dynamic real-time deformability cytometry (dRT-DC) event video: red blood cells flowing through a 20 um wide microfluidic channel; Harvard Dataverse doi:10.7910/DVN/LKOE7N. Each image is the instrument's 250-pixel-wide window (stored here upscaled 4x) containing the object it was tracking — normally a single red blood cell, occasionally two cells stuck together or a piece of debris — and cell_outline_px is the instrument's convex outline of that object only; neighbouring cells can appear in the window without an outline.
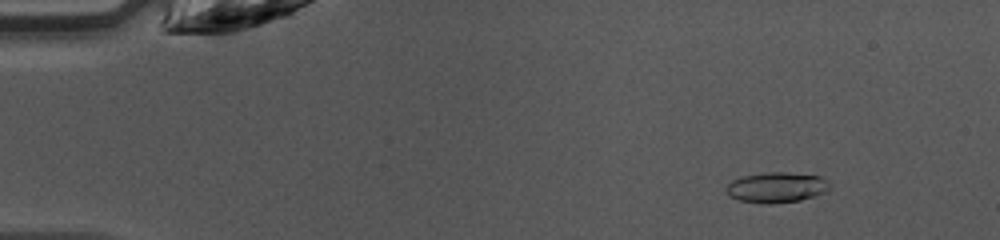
{"species": "common noctule bat (a hibernating species)", "species_latin": "Nyctalus noctula", "temperature_condition": "warm", "stored_images_in_passage": 46, "camera_frame_rate_fps": 3000, "um_per_image_px": 0.085, "animal": {"sex": "female", "body_mass_g": 10.0, "forearm_length_mm": 53.1}, "frame": {"image": 1, "passage_image": 5, "time_ms": 1.333, "image_size_px": [1000, 240], "cell_outline_px": [[828, 188], [824, 192], [800, 200], [768, 204], [764, 204], [740, 200], [728, 196], [724, 188], [732, 180], [744, 176], [764, 172], [788, 172], [820, 176], [828, 180]], "centroid_in_image_um": [65.96, 15.92], "position_along_channel_um": 19.0, "area_um2": 18.26}}
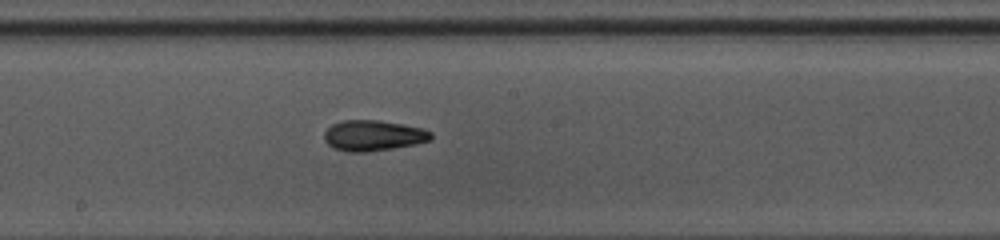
{"frame": {"image": 2, "passage_image": 25, "time_ms": 8.0, "image_size_px": [1000, 240], "cell_outline_px": [[432, 140], [416, 144], [368, 152], [348, 152], [332, 148], [324, 140], [324, 132], [332, 124], [340, 120], [376, 120], [400, 124], [420, 128], [432, 132]], "centroid_in_image_um": [31.69, 11.53], "position_along_channel_um": 216.5, "area_um2": 19.07}}
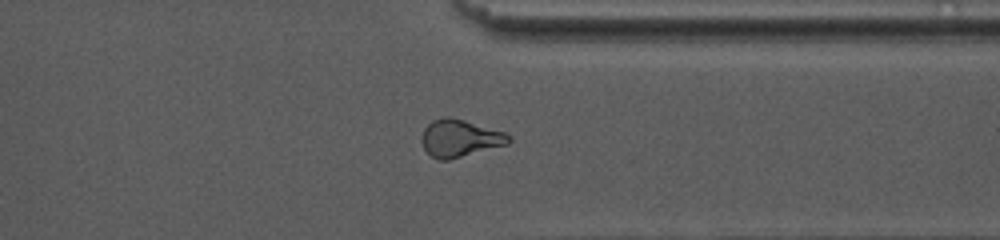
{"frame": {"image": 3, "passage_image": 36, "time_ms": 11.667, "image_size_px": [1000, 240], "cell_outline_px": [[512, 140], [508, 144], [448, 160], [440, 160], [432, 156], [424, 148], [420, 140], [424, 128], [432, 120], [444, 116], [448, 116], [464, 120], [508, 132], [512, 136]], "centroid_in_image_um": [39.12, 11.73], "position_along_channel_um": 372.3, "area_um2": 19.13}, "authors_computed_cell_mechanics": {"area_um2": 18.4093, "velocity_mm_per_s": 4.2725, "shape_relaxation_time_tau1_ms": 6.3239, "shape_relaxation_time_tau2_ms": 2.0555, "deformation_change_tau1": 0.1841, "deformation_change_tau2": 0.0942}}